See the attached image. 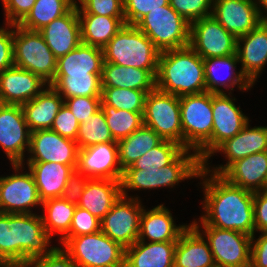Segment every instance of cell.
<instances>
[{
  "label": "cell",
  "instance_id": "42",
  "mask_svg": "<svg viewBox=\"0 0 267 267\" xmlns=\"http://www.w3.org/2000/svg\"><path fill=\"white\" fill-rule=\"evenodd\" d=\"M146 95L143 90L102 87L101 99L116 109L144 113Z\"/></svg>",
  "mask_w": 267,
  "mask_h": 267
},
{
  "label": "cell",
  "instance_id": "28",
  "mask_svg": "<svg viewBox=\"0 0 267 267\" xmlns=\"http://www.w3.org/2000/svg\"><path fill=\"white\" fill-rule=\"evenodd\" d=\"M121 196V181L89 179L77 206L102 220Z\"/></svg>",
  "mask_w": 267,
  "mask_h": 267
},
{
  "label": "cell",
  "instance_id": "9",
  "mask_svg": "<svg viewBox=\"0 0 267 267\" xmlns=\"http://www.w3.org/2000/svg\"><path fill=\"white\" fill-rule=\"evenodd\" d=\"M183 147L197 152L212 135V93L180 96Z\"/></svg>",
  "mask_w": 267,
  "mask_h": 267
},
{
  "label": "cell",
  "instance_id": "30",
  "mask_svg": "<svg viewBox=\"0 0 267 267\" xmlns=\"http://www.w3.org/2000/svg\"><path fill=\"white\" fill-rule=\"evenodd\" d=\"M203 63L207 92L224 93L221 87H226V89L230 88L233 90V87H236V85H238L237 87L239 90L247 91L253 86V84L246 78L241 70H239V72L235 71L237 66L236 64L240 63L237 54L206 58L203 59ZM222 67L227 70V72L229 71V75L226 79H222L220 76H218L219 73L217 72L223 69Z\"/></svg>",
  "mask_w": 267,
  "mask_h": 267
},
{
  "label": "cell",
  "instance_id": "23",
  "mask_svg": "<svg viewBox=\"0 0 267 267\" xmlns=\"http://www.w3.org/2000/svg\"><path fill=\"white\" fill-rule=\"evenodd\" d=\"M38 32L57 59L76 49L82 43L77 6Z\"/></svg>",
  "mask_w": 267,
  "mask_h": 267
},
{
  "label": "cell",
  "instance_id": "44",
  "mask_svg": "<svg viewBox=\"0 0 267 267\" xmlns=\"http://www.w3.org/2000/svg\"><path fill=\"white\" fill-rule=\"evenodd\" d=\"M78 13H89L108 17H125L123 0H82Z\"/></svg>",
  "mask_w": 267,
  "mask_h": 267
},
{
  "label": "cell",
  "instance_id": "56",
  "mask_svg": "<svg viewBox=\"0 0 267 267\" xmlns=\"http://www.w3.org/2000/svg\"><path fill=\"white\" fill-rule=\"evenodd\" d=\"M255 1H256V5H257V8H258L260 16L264 20H267V14L263 15V13H262V10H266L267 11V0H255ZM260 7H262V8H260Z\"/></svg>",
  "mask_w": 267,
  "mask_h": 267
},
{
  "label": "cell",
  "instance_id": "36",
  "mask_svg": "<svg viewBox=\"0 0 267 267\" xmlns=\"http://www.w3.org/2000/svg\"><path fill=\"white\" fill-rule=\"evenodd\" d=\"M102 74L55 75L50 84L65 100L66 98L86 96L102 97Z\"/></svg>",
  "mask_w": 267,
  "mask_h": 267
},
{
  "label": "cell",
  "instance_id": "33",
  "mask_svg": "<svg viewBox=\"0 0 267 267\" xmlns=\"http://www.w3.org/2000/svg\"><path fill=\"white\" fill-rule=\"evenodd\" d=\"M103 49L81 43L76 49L57 59L55 75L102 74Z\"/></svg>",
  "mask_w": 267,
  "mask_h": 267
},
{
  "label": "cell",
  "instance_id": "53",
  "mask_svg": "<svg viewBox=\"0 0 267 267\" xmlns=\"http://www.w3.org/2000/svg\"><path fill=\"white\" fill-rule=\"evenodd\" d=\"M89 178L76 170L69 176L62 198L77 205Z\"/></svg>",
  "mask_w": 267,
  "mask_h": 267
},
{
  "label": "cell",
  "instance_id": "34",
  "mask_svg": "<svg viewBox=\"0 0 267 267\" xmlns=\"http://www.w3.org/2000/svg\"><path fill=\"white\" fill-rule=\"evenodd\" d=\"M83 44L103 48L125 25V17L78 13Z\"/></svg>",
  "mask_w": 267,
  "mask_h": 267
},
{
  "label": "cell",
  "instance_id": "37",
  "mask_svg": "<svg viewBox=\"0 0 267 267\" xmlns=\"http://www.w3.org/2000/svg\"><path fill=\"white\" fill-rule=\"evenodd\" d=\"M76 206L62 197L42 202L45 214H42L41 217L44 228L50 236L53 237L57 233L61 234L60 239H62L69 232Z\"/></svg>",
  "mask_w": 267,
  "mask_h": 267
},
{
  "label": "cell",
  "instance_id": "16",
  "mask_svg": "<svg viewBox=\"0 0 267 267\" xmlns=\"http://www.w3.org/2000/svg\"><path fill=\"white\" fill-rule=\"evenodd\" d=\"M38 205L42 201L30 171L0 177V213H32Z\"/></svg>",
  "mask_w": 267,
  "mask_h": 267
},
{
  "label": "cell",
  "instance_id": "48",
  "mask_svg": "<svg viewBox=\"0 0 267 267\" xmlns=\"http://www.w3.org/2000/svg\"><path fill=\"white\" fill-rule=\"evenodd\" d=\"M64 103L70 108L79 123L91 118L101 108V97H72L66 98Z\"/></svg>",
  "mask_w": 267,
  "mask_h": 267
},
{
  "label": "cell",
  "instance_id": "45",
  "mask_svg": "<svg viewBox=\"0 0 267 267\" xmlns=\"http://www.w3.org/2000/svg\"><path fill=\"white\" fill-rule=\"evenodd\" d=\"M101 230V220L88 210L76 206L69 232L64 237H78Z\"/></svg>",
  "mask_w": 267,
  "mask_h": 267
},
{
  "label": "cell",
  "instance_id": "41",
  "mask_svg": "<svg viewBox=\"0 0 267 267\" xmlns=\"http://www.w3.org/2000/svg\"><path fill=\"white\" fill-rule=\"evenodd\" d=\"M185 148L173 141L162 140L156 147L142 155L126 169H160L171 164Z\"/></svg>",
  "mask_w": 267,
  "mask_h": 267
},
{
  "label": "cell",
  "instance_id": "24",
  "mask_svg": "<svg viewBox=\"0 0 267 267\" xmlns=\"http://www.w3.org/2000/svg\"><path fill=\"white\" fill-rule=\"evenodd\" d=\"M195 220L182 232L174 252V267H216L209 244Z\"/></svg>",
  "mask_w": 267,
  "mask_h": 267
},
{
  "label": "cell",
  "instance_id": "51",
  "mask_svg": "<svg viewBox=\"0 0 267 267\" xmlns=\"http://www.w3.org/2000/svg\"><path fill=\"white\" fill-rule=\"evenodd\" d=\"M5 25L8 27H0V73L14 66L13 25Z\"/></svg>",
  "mask_w": 267,
  "mask_h": 267
},
{
  "label": "cell",
  "instance_id": "20",
  "mask_svg": "<svg viewBox=\"0 0 267 267\" xmlns=\"http://www.w3.org/2000/svg\"><path fill=\"white\" fill-rule=\"evenodd\" d=\"M267 150V126H255L251 128L249 122L233 138L225 140L214 151L222 152L227 158L225 165H219L210 170L208 162H203V168L209 173L221 175L236 160L245 158L254 153H260ZM207 163V164H206ZM207 166V167H206Z\"/></svg>",
  "mask_w": 267,
  "mask_h": 267
},
{
  "label": "cell",
  "instance_id": "39",
  "mask_svg": "<svg viewBox=\"0 0 267 267\" xmlns=\"http://www.w3.org/2000/svg\"><path fill=\"white\" fill-rule=\"evenodd\" d=\"M101 109L105 113L106 122L115 141L128 137L143 124V113L116 109L101 99Z\"/></svg>",
  "mask_w": 267,
  "mask_h": 267
},
{
  "label": "cell",
  "instance_id": "47",
  "mask_svg": "<svg viewBox=\"0 0 267 267\" xmlns=\"http://www.w3.org/2000/svg\"><path fill=\"white\" fill-rule=\"evenodd\" d=\"M79 125V121L70 108L64 103L53 121L51 130L62 137L76 141Z\"/></svg>",
  "mask_w": 267,
  "mask_h": 267
},
{
  "label": "cell",
  "instance_id": "35",
  "mask_svg": "<svg viewBox=\"0 0 267 267\" xmlns=\"http://www.w3.org/2000/svg\"><path fill=\"white\" fill-rule=\"evenodd\" d=\"M162 140L153 129L143 124L128 137L117 141L119 163L122 170L131 166L137 159L156 147Z\"/></svg>",
  "mask_w": 267,
  "mask_h": 267
},
{
  "label": "cell",
  "instance_id": "4",
  "mask_svg": "<svg viewBox=\"0 0 267 267\" xmlns=\"http://www.w3.org/2000/svg\"><path fill=\"white\" fill-rule=\"evenodd\" d=\"M102 49L104 62L146 69L156 77L161 51L135 25L125 24Z\"/></svg>",
  "mask_w": 267,
  "mask_h": 267
},
{
  "label": "cell",
  "instance_id": "38",
  "mask_svg": "<svg viewBox=\"0 0 267 267\" xmlns=\"http://www.w3.org/2000/svg\"><path fill=\"white\" fill-rule=\"evenodd\" d=\"M75 4L71 0H36L20 27L39 31L53 20L66 14Z\"/></svg>",
  "mask_w": 267,
  "mask_h": 267
},
{
  "label": "cell",
  "instance_id": "3",
  "mask_svg": "<svg viewBox=\"0 0 267 267\" xmlns=\"http://www.w3.org/2000/svg\"><path fill=\"white\" fill-rule=\"evenodd\" d=\"M185 149L171 164L160 169H125L121 179L122 196L129 198L126 190H146L174 187L181 181L199 178L203 162L197 152Z\"/></svg>",
  "mask_w": 267,
  "mask_h": 267
},
{
  "label": "cell",
  "instance_id": "22",
  "mask_svg": "<svg viewBox=\"0 0 267 267\" xmlns=\"http://www.w3.org/2000/svg\"><path fill=\"white\" fill-rule=\"evenodd\" d=\"M236 54L242 66L240 70L254 85L267 63V20L237 38Z\"/></svg>",
  "mask_w": 267,
  "mask_h": 267
},
{
  "label": "cell",
  "instance_id": "1",
  "mask_svg": "<svg viewBox=\"0 0 267 267\" xmlns=\"http://www.w3.org/2000/svg\"><path fill=\"white\" fill-rule=\"evenodd\" d=\"M209 174L203 167L199 173L204 189V214L202 226L239 231L249 236L255 234L254 192L232 185L221 175ZM206 177V178H205Z\"/></svg>",
  "mask_w": 267,
  "mask_h": 267
},
{
  "label": "cell",
  "instance_id": "46",
  "mask_svg": "<svg viewBox=\"0 0 267 267\" xmlns=\"http://www.w3.org/2000/svg\"><path fill=\"white\" fill-rule=\"evenodd\" d=\"M125 24L135 25L155 9L169 5V0H123Z\"/></svg>",
  "mask_w": 267,
  "mask_h": 267
},
{
  "label": "cell",
  "instance_id": "15",
  "mask_svg": "<svg viewBox=\"0 0 267 267\" xmlns=\"http://www.w3.org/2000/svg\"><path fill=\"white\" fill-rule=\"evenodd\" d=\"M189 46L203 59L236 54L237 38L212 15L190 23Z\"/></svg>",
  "mask_w": 267,
  "mask_h": 267
},
{
  "label": "cell",
  "instance_id": "18",
  "mask_svg": "<svg viewBox=\"0 0 267 267\" xmlns=\"http://www.w3.org/2000/svg\"><path fill=\"white\" fill-rule=\"evenodd\" d=\"M78 145L76 141L62 137L51 129L31 132L28 162H54L77 165Z\"/></svg>",
  "mask_w": 267,
  "mask_h": 267
},
{
  "label": "cell",
  "instance_id": "19",
  "mask_svg": "<svg viewBox=\"0 0 267 267\" xmlns=\"http://www.w3.org/2000/svg\"><path fill=\"white\" fill-rule=\"evenodd\" d=\"M211 15L236 38L264 21L255 0H213Z\"/></svg>",
  "mask_w": 267,
  "mask_h": 267
},
{
  "label": "cell",
  "instance_id": "6",
  "mask_svg": "<svg viewBox=\"0 0 267 267\" xmlns=\"http://www.w3.org/2000/svg\"><path fill=\"white\" fill-rule=\"evenodd\" d=\"M60 241L78 267H124L125 248L101 230Z\"/></svg>",
  "mask_w": 267,
  "mask_h": 267
},
{
  "label": "cell",
  "instance_id": "29",
  "mask_svg": "<svg viewBox=\"0 0 267 267\" xmlns=\"http://www.w3.org/2000/svg\"><path fill=\"white\" fill-rule=\"evenodd\" d=\"M177 241L149 242L137 240L125 249L124 267H174Z\"/></svg>",
  "mask_w": 267,
  "mask_h": 267
},
{
  "label": "cell",
  "instance_id": "50",
  "mask_svg": "<svg viewBox=\"0 0 267 267\" xmlns=\"http://www.w3.org/2000/svg\"><path fill=\"white\" fill-rule=\"evenodd\" d=\"M6 24L18 25L30 12L36 0H2Z\"/></svg>",
  "mask_w": 267,
  "mask_h": 267
},
{
  "label": "cell",
  "instance_id": "7",
  "mask_svg": "<svg viewBox=\"0 0 267 267\" xmlns=\"http://www.w3.org/2000/svg\"><path fill=\"white\" fill-rule=\"evenodd\" d=\"M13 28L14 66L36 74L50 85L56 74L57 58L38 31L19 25Z\"/></svg>",
  "mask_w": 267,
  "mask_h": 267
},
{
  "label": "cell",
  "instance_id": "25",
  "mask_svg": "<svg viewBox=\"0 0 267 267\" xmlns=\"http://www.w3.org/2000/svg\"><path fill=\"white\" fill-rule=\"evenodd\" d=\"M229 183L251 192L267 189V150L236 160L222 174Z\"/></svg>",
  "mask_w": 267,
  "mask_h": 267
},
{
  "label": "cell",
  "instance_id": "57",
  "mask_svg": "<svg viewBox=\"0 0 267 267\" xmlns=\"http://www.w3.org/2000/svg\"><path fill=\"white\" fill-rule=\"evenodd\" d=\"M75 5H77L78 3H80L82 0H78V3L76 2V0H71Z\"/></svg>",
  "mask_w": 267,
  "mask_h": 267
},
{
  "label": "cell",
  "instance_id": "31",
  "mask_svg": "<svg viewBox=\"0 0 267 267\" xmlns=\"http://www.w3.org/2000/svg\"><path fill=\"white\" fill-rule=\"evenodd\" d=\"M63 104V97L50 85H47L46 89L35 98L23 104L25 120L31 132L51 129Z\"/></svg>",
  "mask_w": 267,
  "mask_h": 267
},
{
  "label": "cell",
  "instance_id": "26",
  "mask_svg": "<svg viewBox=\"0 0 267 267\" xmlns=\"http://www.w3.org/2000/svg\"><path fill=\"white\" fill-rule=\"evenodd\" d=\"M187 227L188 225L176 226L170 210L163 204L148 211L143 208L138 240L148 239L149 242L178 241L179 236Z\"/></svg>",
  "mask_w": 267,
  "mask_h": 267
},
{
  "label": "cell",
  "instance_id": "40",
  "mask_svg": "<svg viewBox=\"0 0 267 267\" xmlns=\"http://www.w3.org/2000/svg\"><path fill=\"white\" fill-rule=\"evenodd\" d=\"M106 142L117 141L112 137L106 122L105 113L100 108L91 118H88L84 123L79 125L76 143L79 149H83L85 147Z\"/></svg>",
  "mask_w": 267,
  "mask_h": 267
},
{
  "label": "cell",
  "instance_id": "2",
  "mask_svg": "<svg viewBox=\"0 0 267 267\" xmlns=\"http://www.w3.org/2000/svg\"><path fill=\"white\" fill-rule=\"evenodd\" d=\"M203 58L190 46L160 52L156 88L175 96L206 92Z\"/></svg>",
  "mask_w": 267,
  "mask_h": 267
},
{
  "label": "cell",
  "instance_id": "52",
  "mask_svg": "<svg viewBox=\"0 0 267 267\" xmlns=\"http://www.w3.org/2000/svg\"><path fill=\"white\" fill-rule=\"evenodd\" d=\"M0 267H12V237L5 213H0Z\"/></svg>",
  "mask_w": 267,
  "mask_h": 267
},
{
  "label": "cell",
  "instance_id": "17",
  "mask_svg": "<svg viewBox=\"0 0 267 267\" xmlns=\"http://www.w3.org/2000/svg\"><path fill=\"white\" fill-rule=\"evenodd\" d=\"M75 170L89 179L121 181L123 170L119 163L118 143L106 142L79 149Z\"/></svg>",
  "mask_w": 267,
  "mask_h": 267
},
{
  "label": "cell",
  "instance_id": "27",
  "mask_svg": "<svg viewBox=\"0 0 267 267\" xmlns=\"http://www.w3.org/2000/svg\"><path fill=\"white\" fill-rule=\"evenodd\" d=\"M37 186L40 200L61 197L69 176L77 165L54 162H26Z\"/></svg>",
  "mask_w": 267,
  "mask_h": 267
},
{
  "label": "cell",
  "instance_id": "14",
  "mask_svg": "<svg viewBox=\"0 0 267 267\" xmlns=\"http://www.w3.org/2000/svg\"><path fill=\"white\" fill-rule=\"evenodd\" d=\"M138 198L121 196L101 220V231L125 249L138 240L144 208Z\"/></svg>",
  "mask_w": 267,
  "mask_h": 267
},
{
  "label": "cell",
  "instance_id": "12",
  "mask_svg": "<svg viewBox=\"0 0 267 267\" xmlns=\"http://www.w3.org/2000/svg\"><path fill=\"white\" fill-rule=\"evenodd\" d=\"M30 139L31 130L26 123L22 106L0 103V146L12 163L15 173L24 168V152L29 151Z\"/></svg>",
  "mask_w": 267,
  "mask_h": 267
},
{
  "label": "cell",
  "instance_id": "11",
  "mask_svg": "<svg viewBox=\"0 0 267 267\" xmlns=\"http://www.w3.org/2000/svg\"><path fill=\"white\" fill-rule=\"evenodd\" d=\"M229 96L224 93H212L213 127L211 138L197 151L202 162H207L213 156V151L225 140L233 138L249 122V118L242 113L240 106L236 107Z\"/></svg>",
  "mask_w": 267,
  "mask_h": 267
},
{
  "label": "cell",
  "instance_id": "13",
  "mask_svg": "<svg viewBox=\"0 0 267 267\" xmlns=\"http://www.w3.org/2000/svg\"><path fill=\"white\" fill-rule=\"evenodd\" d=\"M202 227L216 267H250L252 236L212 226Z\"/></svg>",
  "mask_w": 267,
  "mask_h": 267
},
{
  "label": "cell",
  "instance_id": "43",
  "mask_svg": "<svg viewBox=\"0 0 267 267\" xmlns=\"http://www.w3.org/2000/svg\"><path fill=\"white\" fill-rule=\"evenodd\" d=\"M169 5L189 23L211 15L213 0H169Z\"/></svg>",
  "mask_w": 267,
  "mask_h": 267
},
{
  "label": "cell",
  "instance_id": "5",
  "mask_svg": "<svg viewBox=\"0 0 267 267\" xmlns=\"http://www.w3.org/2000/svg\"><path fill=\"white\" fill-rule=\"evenodd\" d=\"M12 237V267H27L34 259L49 254L51 236L45 230L41 215L7 214ZM48 247V249H47Z\"/></svg>",
  "mask_w": 267,
  "mask_h": 267
},
{
  "label": "cell",
  "instance_id": "55",
  "mask_svg": "<svg viewBox=\"0 0 267 267\" xmlns=\"http://www.w3.org/2000/svg\"><path fill=\"white\" fill-rule=\"evenodd\" d=\"M254 238L255 235L251 240L250 267H267V233H261L256 240Z\"/></svg>",
  "mask_w": 267,
  "mask_h": 267
},
{
  "label": "cell",
  "instance_id": "49",
  "mask_svg": "<svg viewBox=\"0 0 267 267\" xmlns=\"http://www.w3.org/2000/svg\"><path fill=\"white\" fill-rule=\"evenodd\" d=\"M27 267H78L63 248L55 247L49 254L31 261Z\"/></svg>",
  "mask_w": 267,
  "mask_h": 267
},
{
  "label": "cell",
  "instance_id": "54",
  "mask_svg": "<svg viewBox=\"0 0 267 267\" xmlns=\"http://www.w3.org/2000/svg\"><path fill=\"white\" fill-rule=\"evenodd\" d=\"M255 232L267 233V189L254 192Z\"/></svg>",
  "mask_w": 267,
  "mask_h": 267
},
{
  "label": "cell",
  "instance_id": "32",
  "mask_svg": "<svg viewBox=\"0 0 267 267\" xmlns=\"http://www.w3.org/2000/svg\"><path fill=\"white\" fill-rule=\"evenodd\" d=\"M101 86L143 90L149 93L156 88V77L146 69L103 62Z\"/></svg>",
  "mask_w": 267,
  "mask_h": 267
},
{
  "label": "cell",
  "instance_id": "21",
  "mask_svg": "<svg viewBox=\"0 0 267 267\" xmlns=\"http://www.w3.org/2000/svg\"><path fill=\"white\" fill-rule=\"evenodd\" d=\"M46 84L36 74L13 66L0 73V103L22 106L39 95Z\"/></svg>",
  "mask_w": 267,
  "mask_h": 267
},
{
  "label": "cell",
  "instance_id": "10",
  "mask_svg": "<svg viewBox=\"0 0 267 267\" xmlns=\"http://www.w3.org/2000/svg\"><path fill=\"white\" fill-rule=\"evenodd\" d=\"M143 122L163 140L183 146L180 97L157 88L147 93Z\"/></svg>",
  "mask_w": 267,
  "mask_h": 267
},
{
  "label": "cell",
  "instance_id": "8",
  "mask_svg": "<svg viewBox=\"0 0 267 267\" xmlns=\"http://www.w3.org/2000/svg\"><path fill=\"white\" fill-rule=\"evenodd\" d=\"M135 26L160 50L189 46L190 23L170 5L150 11Z\"/></svg>",
  "mask_w": 267,
  "mask_h": 267
}]
</instances>
